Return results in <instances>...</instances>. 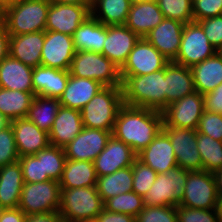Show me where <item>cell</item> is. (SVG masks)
<instances>
[{
	"label": "cell",
	"mask_w": 222,
	"mask_h": 222,
	"mask_svg": "<svg viewBox=\"0 0 222 222\" xmlns=\"http://www.w3.org/2000/svg\"><path fill=\"white\" fill-rule=\"evenodd\" d=\"M51 3L90 4L89 0H49Z\"/></svg>",
	"instance_id": "9f6ffc18"
},
{
	"label": "cell",
	"mask_w": 222,
	"mask_h": 222,
	"mask_svg": "<svg viewBox=\"0 0 222 222\" xmlns=\"http://www.w3.org/2000/svg\"><path fill=\"white\" fill-rule=\"evenodd\" d=\"M112 132L83 127L82 131L64 147L69 160L90 161L104 150Z\"/></svg>",
	"instance_id": "9a60e30c"
},
{
	"label": "cell",
	"mask_w": 222,
	"mask_h": 222,
	"mask_svg": "<svg viewBox=\"0 0 222 222\" xmlns=\"http://www.w3.org/2000/svg\"><path fill=\"white\" fill-rule=\"evenodd\" d=\"M137 158L157 174L166 173L177 166V160L169 136L161 130L153 141L137 154Z\"/></svg>",
	"instance_id": "44dd1931"
},
{
	"label": "cell",
	"mask_w": 222,
	"mask_h": 222,
	"mask_svg": "<svg viewBox=\"0 0 222 222\" xmlns=\"http://www.w3.org/2000/svg\"><path fill=\"white\" fill-rule=\"evenodd\" d=\"M90 4L51 3L45 31H56L73 36L76 29L91 16Z\"/></svg>",
	"instance_id": "5bb4252c"
},
{
	"label": "cell",
	"mask_w": 222,
	"mask_h": 222,
	"mask_svg": "<svg viewBox=\"0 0 222 222\" xmlns=\"http://www.w3.org/2000/svg\"><path fill=\"white\" fill-rule=\"evenodd\" d=\"M3 210H4V208L0 205V216H1V213Z\"/></svg>",
	"instance_id": "e7e4bbea"
},
{
	"label": "cell",
	"mask_w": 222,
	"mask_h": 222,
	"mask_svg": "<svg viewBox=\"0 0 222 222\" xmlns=\"http://www.w3.org/2000/svg\"><path fill=\"white\" fill-rule=\"evenodd\" d=\"M69 70L37 66L33 68L32 85L35 96L59 99L65 91Z\"/></svg>",
	"instance_id": "603a6c76"
},
{
	"label": "cell",
	"mask_w": 222,
	"mask_h": 222,
	"mask_svg": "<svg viewBox=\"0 0 222 222\" xmlns=\"http://www.w3.org/2000/svg\"><path fill=\"white\" fill-rule=\"evenodd\" d=\"M69 73L78 78L97 80L103 86H122L120 68L98 52L76 51Z\"/></svg>",
	"instance_id": "8992f818"
},
{
	"label": "cell",
	"mask_w": 222,
	"mask_h": 222,
	"mask_svg": "<svg viewBox=\"0 0 222 222\" xmlns=\"http://www.w3.org/2000/svg\"><path fill=\"white\" fill-rule=\"evenodd\" d=\"M49 0H18L4 8L3 22L10 35L45 31Z\"/></svg>",
	"instance_id": "277c9868"
},
{
	"label": "cell",
	"mask_w": 222,
	"mask_h": 222,
	"mask_svg": "<svg viewBox=\"0 0 222 222\" xmlns=\"http://www.w3.org/2000/svg\"><path fill=\"white\" fill-rule=\"evenodd\" d=\"M216 182V192L219 200H222V169L213 173Z\"/></svg>",
	"instance_id": "11a10c76"
},
{
	"label": "cell",
	"mask_w": 222,
	"mask_h": 222,
	"mask_svg": "<svg viewBox=\"0 0 222 222\" xmlns=\"http://www.w3.org/2000/svg\"><path fill=\"white\" fill-rule=\"evenodd\" d=\"M11 121L2 113H0V131L10 125Z\"/></svg>",
	"instance_id": "6f0895ef"
},
{
	"label": "cell",
	"mask_w": 222,
	"mask_h": 222,
	"mask_svg": "<svg viewBox=\"0 0 222 222\" xmlns=\"http://www.w3.org/2000/svg\"><path fill=\"white\" fill-rule=\"evenodd\" d=\"M136 158L137 154L129 145L111 135L104 150L93 161L97 177L130 167Z\"/></svg>",
	"instance_id": "e0dca14e"
},
{
	"label": "cell",
	"mask_w": 222,
	"mask_h": 222,
	"mask_svg": "<svg viewBox=\"0 0 222 222\" xmlns=\"http://www.w3.org/2000/svg\"><path fill=\"white\" fill-rule=\"evenodd\" d=\"M10 34L3 21L0 22V62L9 55Z\"/></svg>",
	"instance_id": "db71d44e"
},
{
	"label": "cell",
	"mask_w": 222,
	"mask_h": 222,
	"mask_svg": "<svg viewBox=\"0 0 222 222\" xmlns=\"http://www.w3.org/2000/svg\"><path fill=\"white\" fill-rule=\"evenodd\" d=\"M155 0H130L131 4L143 3V2H150Z\"/></svg>",
	"instance_id": "94428289"
},
{
	"label": "cell",
	"mask_w": 222,
	"mask_h": 222,
	"mask_svg": "<svg viewBox=\"0 0 222 222\" xmlns=\"http://www.w3.org/2000/svg\"><path fill=\"white\" fill-rule=\"evenodd\" d=\"M218 52L222 55V48Z\"/></svg>",
	"instance_id": "03108f58"
},
{
	"label": "cell",
	"mask_w": 222,
	"mask_h": 222,
	"mask_svg": "<svg viewBox=\"0 0 222 222\" xmlns=\"http://www.w3.org/2000/svg\"><path fill=\"white\" fill-rule=\"evenodd\" d=\"M83 127L81 111L61 105L48 133L50 145L64 148L82 131Z\"/></svg>",
	"instance_id": "7402d4cb"
},
{
	"label": "cell",
	"mask_w": 222,
	"mask_h": 222,
	"mask_svg": "<svg viewBox=\"0 0 222 222\" xmlns=\"http://www.w3.org/2000/svg\"><path fill=\"white\" fill-rule=\"evenodd\" d=\"M95 1H97V0H89L90 6H91Z\"/></svg>",
	"instance_id": "be15d7a7"
},
{
	"label": "cell",
	"mask_w": 222,
	"mask_h": 222,
	"mask_svg": "<svg viewBox=\"0 0 222 222\" xmlns=\"http://www.w3.org/2000/svg\"><path fill=\"white\" fill-rule=\"evenodd\" d=\"M197 149L202 159L203 170L214 173L222 169V141L197 133Z\"/></svg>",
	"instance_id": "8d00e7d4"
},
{
	"label": "cell",
	"mask_w": 222,
	"mask_h": 222,
	"mask_svg": "<svg viewBox=\"0 0 222 222\" xmlns=\"http://www.w3.org/2000/svg\"><path fill=\"white\" fill-rule=\"evenodd\" d=\"M99 81L69 74L65 91L59 98L62 106L81 110L102 88Z\"/></svg>",
	"instance_id": "83f0119b"
},
{
	"label": "cell",
	"mask_w": 222,
	"mask_h": 222,
	"mask_svg": "<svg viewBox=\"0 0 222 222\" xmlns=\"http://www.w3.org/2000/svg\"><path fill=\"white\" fill-rule=\"evenodd\" d=\"M103 208L96 186L61 188L58 212L64 222H94Z\"/></svg>",
	"instance_id": "5b68a950"
},
{
	"label": "cell",
	"mask_w": 222,
	"mask_h": 222,
	"mask_svg": "<svg viewBox=\"0 0 222 222\" xmlns=\"http://www.w3.org/2000/svg\"><path fill=\"white\" fill-rule=\"evenodd\" d=\"M34 97V92L0 88V113L10 121L26 118Z\"/></svg>",
	"instance_id": "836d02e7"
},
{
	"label": "cell",
	"mask_w": 222,
	"mask_h": 222,
	"mask_svg": "<svg viewBox=\"0 0 222 222\" xmlns=\"http://www.w3.org/2000/svg\"><path fill=\"white\" fill-rule=\"evenodd\" d=\"M184 23L164 18L145 38L168 60L173 61L179 52Z\"/></svg>",
	"instance_id": "ac0fdd59"
},
{
	"label": "cell",
	"mask_w": 222,
	"mask_h": 222,
	"mask_svg": "<svg viewBox=\"0 0 222 222\" xmlns=\"http://www.w3.org/2000/svg\"><path fill=\"white\" fill-rule=\"evenodd\" d=\"M16 1H18V0H0V5L4 9L10 5H13Z\"/></svg>",
	"instance_id": "680465c9"
},
{
	"label": "cell",
	"mask_w": 222,
	"mask_h": 222,
	"mask_svg": "<svg viewBox=\"0 0 222 222\" xmlns=\"http://www.w3.org/2000/svg\"><path fill=\"white\" fill-rule=\"evenodd\" d=\"M164 19L157 0L131 4L125 26L140 38L145 37Z\"/></svg>",
	"instance_id": "484cf974"
},
{
	"label": "cell",
	"mask_w": 222,
	"mask_h": 222,
	"mask_svg": "<svg viewBox=\"0 0 222 222\" xmlns=\"http://www.w3.org/2000/svg\"><path fill=\"white\" fill-rule=\"evenodd\" d=\"M204 111V97L195 91L171 103L162 111L163 127L197 130Z\"/></svg>",
	"instance_id": "8fae6325"
},
{
	"label": "cell",
	"mask_w": 222,
	"mask_h": 222,
	"mask_svg": "<svg viewBox=\"0 0 222 222\" xmlns=\"http://www.w3.org/2000/svg\"><path fill=\"white\" fill-rule=\"evenodd\" d=\"M130 6V0H97L90 11L93 18L105 25H124Z\"/></svg>",
	"instance_id": "d6a6232c"
},
{
	"label": "cell",
	"mask_w": 222,
	"mask_h": 222,
	"mask_svg": "<svg viewBox=\"0 0 222 222\" xmlns=\"http://www.w3.org/2000/svg\"><path fill=\"white\" fill-rule=\"evenodd\" d=\"M94 222H135V217L129 214L111 212L103 208Z\"/></svg>",
	"instance_id": "f907efd6"
},
{
	"label": "cell",
	"mask_w": 222,
	"mask_h": 222,
	"mask_svg": "<svg viewBox=\"0 0 222 222\" xmlns=\"http://www.w3.org/2000/svg\"><path fill=\"white\" fill-rule=\"evenodd\" d=\"M32 73L33 67L8 55L0 62V88L34 92Z\"/></svg>",
	"instance_id": "4316f807"
},
{
	"label": "cell",
	"mask_w": 222,
	"mask_h": 222,
	"mask_svg": "<svg viewBox=\"0 0 222 222\" xmlns=\"http://www.w3.org/2000/svg\"><path fill=\"white\" fill-rule=\"evenodd\" d=\"M205 111L222 114V83L203 95Z\"/></svg>",
	"instance_id": "681fc988"
},
{
	"label": "cell",
	"mask_w": 222,
	"mask_h": 222,
	"mask_svg": "<svg viewBox=\"0 0 222 222\" xmlns=\"http://www.w3.org/2000/svg\"><path fill=\"white\" fill-rule=\"evenodd\" d=\"M217 210L219 215V222H222V200H219Z\"/></svg>",
	"instance_id": "91938a15"
},
{
	"label": "cell",
	"mask_w": 222,
	"mask_h": 222,
	"mask_svg": "<svg viewBox=\"0 0 222 222\" xmlns=\"http://www.w3.org/2000/svg\"><path fill=\"white\" fill-rule=\"evenodd\" d=\"M162 128V112L124 104L118 112L112 135L138 154L153 141Z\"/></svg>",
	"instance_id": "6da1fadb"
},
{
	"label": "cell",
	"mask_w": 222,
	"mask_h": 222,
	"mask_svg": "<svg viewBox=\"0 0 222 222\" xmlns=\"http://www.w3.org/2000/svg\"><path fill=\"white\" fill-rule=\"evenodd\" d=\"M19 160L14 132L11 124L0 131V167Z\"/></svg>",
	"instance_id": "ee69618b"
},
{
	"label": "cell",
	"mask_w": 222,
	"mask_h": 222,
	"mask_svg": "<svg viewBox=\"0 0 222 222\" xmlns=\"http://www.w3.org/2000/svg\"><path fill=\"white\" fill-rule=\"evenodd\" d=\"M140 37L125 25H107L102 54L121 68Z\"/></svg>",
	"instance_id": "d6986e66"
},
{
	"label": "cell",
	"mask_w": 222,
	"mask_h": 222,
	"mask_svg": "<svg viewBox=\"0 0 222 222\" xmlns=\"http://www.w3.org/2000/svg\"><path fill=\"white\" fill-rule=\"evenodd\" d=\"M195 91L191 68L170 61L165 67V108Z\"/></svg>",
	"instance_id": "cb8c5ba5"
},
{
	"label": "cell",
	"mask_w": 222,
	"mask_h": 222,
	"mask_svg": "<svg viewBox=\"0 0 222 222\" xmlns=\"http://www.w3.org/2000/svg\"><path fill=\"white\" fill-rule=\"evenodd\" d=\"M188 171L179 166L171 168L166 173L158 174L155 182L143 197L144 206L177 207L184 195V185Z\"/></svg>",
	"instance_id": "52a82bcc"
},
{
	"label": "cell",
	"mask_w": 222,
	"mask_h": 222,
	"mask_svg": "<svg viewBox=\"0 0 222 222\" xmlns=\"http://www.w3.org/2000/svg\"><path fill=\"white\" fill-rule=\"evenodd\" d=\"M132 166L117 170L116 172L98 177L96 188L103 203L114 196L132 191Z\"/></svg>",
	"instance_id": "e575fe53"
},
{
	"label": "cell",
	"mask_w": 222,
	"mask_h": 222,
	"mask_svg": "<svg viewBox=\"0 0 222 222\" xmlns=\"http://www.w3.org/2000/svg\"><path fill=\"white\" fill-rule=\"evenodd\" d=\"M76 53L73 37L56 31H45L41 65L69 70Z\"/></svg>",
	"instance_id": "2e32d148"
},
{
	"label": "cell",
	"mask_w": 222,
	"mask_h": 222,
	"mask_svg": "<svg viewBox=\"0 0 222 222\" xmlns=\"http://www.w3.org/2000/svg\"><path fill=\"white\" fill-rule=\"evenodd\" d=\"M24 183L45 182L51 178L44 174L43 149L35 155L19 157Z\"/></svg>",
	"instance_id": "f35d334b"
},
{
	"label": "cell",
	"mask_w": 222,
	"mask_h": 222,
	"mask_svg": "<svg viewBox=\"0 0 222 222\" xmlns=\"http://www.w3.org/2000/svg\"><path fill=\"white\" fill-rule=\"evenodd\" d=\"M72 37L76 51L102 53L107 25L90 16L76 29Z\"/></svg>",
	"instance_id": "f546056e"
},
{
	"label": "cell",
	"mask_w": 222,
	"mask_h": 222,
	"mask_svg": "<svg viewBox=\"0 0 222 222\" xmlns=\"http://www.w3.org/2000/svg\"><path fill=\"white\" fill-rule=\"evenodd\" d=\"M125 105L162 112L165 109V68L140 76H121Z\"/></svg>",
	"instance_id": "7a4b0ae2"
},
{
	"label": "cell",
	"mask_w": 222,
	"mask_h": 222,
	"mask_svg": "<svg viewBox=\"0 0 222 222\" xmlns=\"http://www.w3.org/2000/svg\"><path fill=\"white\" fill-rule=\"evenodd\" d=\"M219 198L213 173L188 171L184 195L179 205L196 209H217Z\"/></svg>",
	"instance_id": "30bf717a"
},
{
	"label": "cell",
	"mask_w": 222,
	"mask_h": 222,
	"mask_svg": "<svg viewBox=\"0 0 222 222\" xmlns=\"http://www.w3.org/2000/svg\"><path fill=\"white\" fill-rule=\"evenodd\" d=\"M60 196L59 181L24 183L18 208L26 215L59 211Z\"/></svg>",
	"instance_id": "ba28073f"
},
{
	"label": "cell",
	"mask_w": 222,
	"mask_h": 222,
	"mask_svg": "<svg viewBox=\"0 0 222 222\" xmlns=\"http://www.w3.org/2000/svg\"><path fill=\"white\" fill-rule=\"evenodd\" d=\"M194 22L222 15V0H192Z\"/></svg>",
	"instance_id": "7dc6e473"
},
{
	"label": "cell",
	"mask_w": 222,
	"mask_h": 222,
	"mask_svg": "<svg viewBox=\"0 0 222 222\" xmlns=\"http://www.w3.org/2000/svg\"><path fill=\"white\" fill-rule=\"evenodd\" d=\"M197 133L222 141V114L204 111L199 120Z\"/></svg>",
	"instance_id": "bcb514c9"
},
{
	"label": "cell",
	"mask_w": 222,
	"mask_h": 222,
	"mask_svg": "<svg viewBox=\"0 0 222 222\" xmlns=\"http://www.w3.org/2000/svg\"><path fill=\"white\" fill-rule=\"evenodd\" d=\"M26 214L19 208L4 209L0 216V222H25Z\"/></svg>",
	"instance_id": "f5cc1de1"
},
{
	"label": "cell",
	"mask_w": 222,
	"mask_h": 222,
	"mask_svg": "<svg viewBox=\"0 0 222 222\" xmlns=\"http://www.w3.org/2000/svg\"><path fill=\"white\" fill-rule=\"evenodd\" d=\"M123 105L122 87L105 86L80 110L83 126L113 132Z\"/></svg>",
	"instance_id": "3957f363"
},
{
	"label": "cell",
	"mask_w": 222,
	"mask_h": 222,
	"mask_svg": "<svg viewBox=\"0 0 222 222\" xmlns=\"http://www.w3.org/2000/svg\"><path fill=\"white\" fill-rule=\"evenodd\" d=\"M97 178L93 162L66 159L59 184L60 188L90 187L96 186Z\"/></svg>",
	"instance_id": "1f68e13d"
},
{
	"label": "cell",
	"mask_w": 222,
	"mask_h": 222,
	"mask_svg": "<svg viewBox=\"0 0 222 222\" xmlns=\"http://www.w3.org/2000/svg\"><path fill=\"white\" fill-rule=\"evenodd\" d=\"M162 130L169 136L177 166L189 172L202 171V159L197 149V130L174 127H163Z\"/></svg>",
	"instance_id": "4fadbf2b"
},
{
	"label": "cell",
	"mask_w": 222,
	"mask_h": 222,
	"mask_svg": "<svg viewBox=\"0 0 222 222\" xmlns=\"http://www.w3.org/2000/svg\"><path fill=\"white\" fill-rule=\"evenodd\" d=\"M3 13H4V9L0 5V22L3 21Z\"/></svg>",
	"instance_id": "6125c7cd"
},
{
	"label": "cell",
	"mask_w": 222,
	"mask_h": 222,
	"mask_svg": "<svg viewBox=\"0 0 222 222\" xmlns=\"http://www.w3.org/2000/svg\"><path fill=\"white\" fill-rule=\"evenodd\" d=\"M135 222H178L176 207L144 206V208L135 217Z\"/></svg>",
	"instance_id": "7bdbcfd3"
},
{
	"label": "cell",
	"mask_w": 222,
	"mask_h": 222,
	"mask_svg": "<svg viewBox=\"0 0 222 222\" xmlns=\"http://www.w3.org/2000/svg\"><path fill=\"white\" fill-rule=\"evenodd\" d=\"M194 87L197 92L204 95L213 91L222 83V55L217 52L191 67Z\"/></svg>",
	"instance_id": "4dcf8cb0"
},
{
	"label": "cell",
	"mask_w": 222,
	"mask_h": 222,
	"mask_svg": "<svg viewBox=\"0 0 222 222\" xmlns=\"http://www.w3.org/2000/svg\"><path fill=\"white\" fill-rule=\"evenodd\" d=\"M197 22L202 26L210 44L219 51L222 48V15Z\"/></svg>",
	"instance_id": "c3c4849f"
},
{
	"label": "cell",
	"mask_w": 222,
	"mask_h": 222,
	"mask_svg": "<svg viewBox=\"0 0 222 222\" xmlns=\"http://www.w3.org/2000/svg\"><path fill=\"white\" fill-rule=\"evenodd\" d=\"M132 191L144 197L157 178V172L136 158L132 165Z\"/></svg>",
	"instance_id": "b9f144b4"
},
{
	"label": "cell",
	"mask_w": 222,
	"mask_h": 222,
	"mask_svg": "<svg viewBox=\"0 0 222 222\" xmlns=\"http://www.w3.org/2000/svg\"><path fill=\"white\" fill-rule=\"evenodd\" d=\"M164 18L178 20L184 24L193 22L192 0H157Z\"/></svg>",
	"instance_id": "ab89813d"
},
{
	"label": "cell",
	"mask_w": 222,
	"mask_h": 222,
	"mask_svg": "<svg viewBox=\"0 0 222 222\" xmlns=\"http://www.w3.org/2000/svg\"><path fill=\"white\" fill-rule=\"evenodd\" d=\"M23 185L19 161L0 167V205L4 209L18 208Z\"/></svg>",
	"instance_id": "f1b7e54d"
},
{
	"label": "cell",
	"mask_w": 222,
	"mask_h": 222,
	"mask_svg": "<svg viewBox=\"0 0 222 222\" xmlns=\"http://www.w3.org/2000/svg\"><path fill=\"white\" fill-rule=\"evenodd\" d=\"M103 204L104 209L108 211L129 214L134 217L144 208L143 197L134 191L114 196L107 199Z\"/></svg>",
	"instance_id": "74e56055"
},
{
	"label": "cell",
	"mask_w": 222,
	"mask_h": 222,
	"mask_svg": "<svg viewBox=\"0 0 222 222\" xmlns=\"http://www.w3.org/2000/svg\"><path fill=\"white\" fill-rule=\"evenodd\" d=\"M61 106L59 99L36 95L29 108L27 119L49 133Z\"/></svg>",
	"instance_id": "d590c367"
},
{
	"label": "cell",
	"mask_w": 222,
	"mask_h": 222,
	"mask_svg": "<svg viewBox=\"0 0 222 222\" xmlns=\"http://www.w3.org/2000/svg\"><path fill=\"white\" fill-rule=\"evenodd\" d=\"M176 215L178 222H219L217 209H196L178 205Z\"/></svg>",
	"instance_id": "f6af8a7d"
},
{
	"label": "cell",
	"mask_w": 222,
	"mask_h": 222,
	"mask_svg": "<svg viewBox=\"0 0 222 222\" xmlns=\"http://www.w3.org/2000/svg\"><path fill=\"white\" fill-rule=\"evenodd\" d=\"M217 52L210 44L202 26L193 21L183 27L180 49L173 62L191 68Z\"/></svg>",
	"instance_id": "9c48e42d"
},
{
	"label": "cell",
	"mask_w": 222,
	"mask_h": 222,
	"mask_svg": "<svg viewBox=\"0 0 222 222\" xmlns=\"http://www.w3.org/2000/svg\"><path fill=\"white\" fill-rule=\"evenodd\" d=\"M170 62L145 37L140 38L124 65L120 68V76H140L166 67Z\"/></svg>",
	"instance_id": "7c38bea8"
},
{
	"label": "cell",
	"mask_w": 222,
	"mask_h": 222,
	"mask_svg": "<svg viewBox=\"0 0 222 222\" xmlns=\"http://www.w3.org/2000/svg\"><path fill=\"white\" fill-rule=\"evenodd\" d=\"M25 222H64L58 211L26 215Z\"/></svg>",
	"instance_id": "816d5d0a"
},
{
	"label": "cell",
	"mask_w": 222,
	"mask_h": 222,
	"mask_svg": "<svg viewBox=\"0 0 222 222\" xmlns=\"http://www.w3.org/2000/svg\"><path fill=\"white\" fill-rule=\"evenodd\" d=\"M66 159L64 148L49 145L43 149L44 174H47L52 180L59 181Z\"/></svg>",
	"instance_id": "60d3db41"
},
{
	"label": "cell",
	"mask_w": 222,
	"mask_h": 222,
	"mask_svg": "<svg viewBox=\"0 0 222 222\" xmlns=\"http://www.w3.org/2000/svg\"><path fill=\"white\" fill-rule=\"evenodd\" d=\"M44 39L45 31L10 35L9 55L33 68L40 66Z\"/></svg>",
	"instance_id": "d4e9b609"
},
{
	"label": "cell",
	"mask_w": 222,
	"mask_h": 222,
	"mask_svg": "<svg viewBox=\"0 0 222 222\" xmlns=\"http://www.w3.org/2000/svg\"><path fill=\"white\" fill-rule=\"evenodd\" d=\"M19 157L35 155L50 145L49 134L27 118L11 121Z\"/></svg>",
	"instance_id": "ffe728a7"
}]
</instances>
